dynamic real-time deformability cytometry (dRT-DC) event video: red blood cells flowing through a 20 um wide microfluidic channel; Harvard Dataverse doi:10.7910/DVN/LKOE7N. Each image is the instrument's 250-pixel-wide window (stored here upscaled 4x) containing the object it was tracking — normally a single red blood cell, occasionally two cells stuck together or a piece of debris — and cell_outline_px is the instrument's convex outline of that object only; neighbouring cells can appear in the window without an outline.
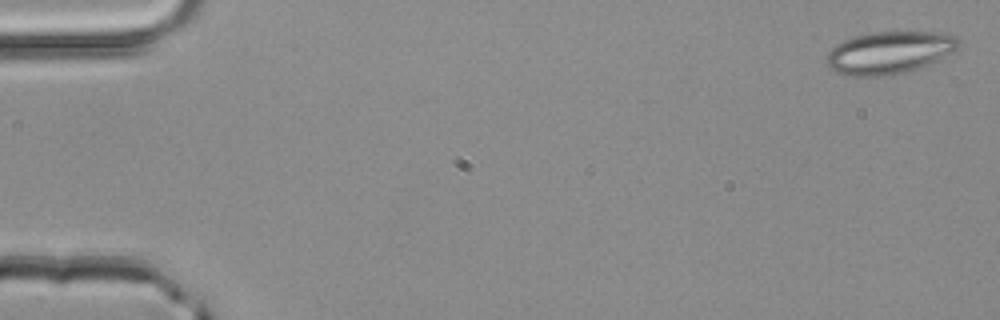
{"species": "common noctule bat (a hibernating species)", "species_latin": "Nyctalus noctula", "temperature_condition": "room temperature", "stored_images_in_passage": 4, "camera_frame_rate_fps": 3000, "um_per_image_px": 0.085, "animal": {"sex": "male", "body_mass_g": 20.4}, "frame": {"image": 1, "passage_image": 1, "time_ms": 0.0, "image_size_px": [1000, 320], "cell_outline_px": [[964, 44], [960, 48], [936, 60], [916, 68], [892, 76], [852, 76], [836, 72], [828, 64], [828, 52], [836, 44], [844, 40], [856, 36], [872, 32], [940, 32], [960, 36]], "centroid_in_image_um": [75.67, 4.45], "position_along_channel_um": 9.3, "area_um2": 32.66}}